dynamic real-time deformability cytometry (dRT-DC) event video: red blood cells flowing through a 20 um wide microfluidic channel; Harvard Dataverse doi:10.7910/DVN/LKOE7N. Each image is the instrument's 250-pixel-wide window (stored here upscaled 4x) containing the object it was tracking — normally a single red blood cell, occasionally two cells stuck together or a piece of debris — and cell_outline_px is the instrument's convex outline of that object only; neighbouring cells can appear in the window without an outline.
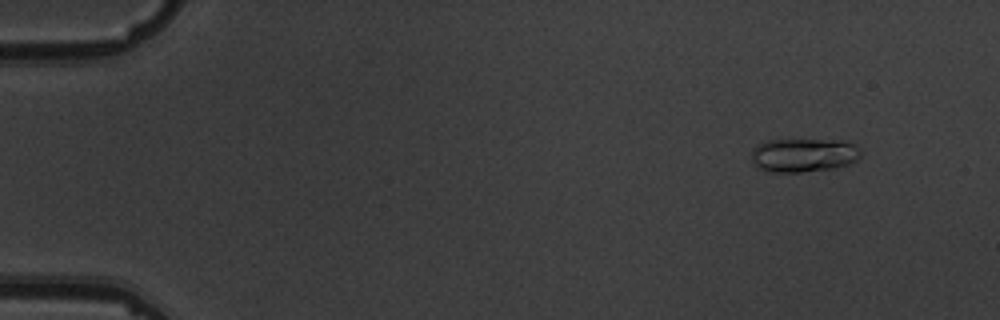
{"species": "common noctule bat (a hibernating species)", "species_latin": "Nyctalus noctula", "temperature_condition": "warm", "stored_images_in_passage": 6, "camera_frame_rate_fps": 3000, "um_per_image_px": 0.085, "animal": {"sex": "male", "body_mass_g": 19.5, "forearm_length_mm": 54.6}, "frame": {"image": 1, "passage_image": 2, "time_ms": 1.0, "image_size_px": [1000, 320], "cell_outline_px": [[860, 156], [856, 160], [848, 164], [836, 168], [800, 172], [772, 172], [760, 168], [752, 160], [752, 148], [768, 140], [844, 140], [860, 148]], "centroid_in_image_um": [68.33, 13.18], "position_along_channel_um": 16.7, "area_um2": 21.39}}